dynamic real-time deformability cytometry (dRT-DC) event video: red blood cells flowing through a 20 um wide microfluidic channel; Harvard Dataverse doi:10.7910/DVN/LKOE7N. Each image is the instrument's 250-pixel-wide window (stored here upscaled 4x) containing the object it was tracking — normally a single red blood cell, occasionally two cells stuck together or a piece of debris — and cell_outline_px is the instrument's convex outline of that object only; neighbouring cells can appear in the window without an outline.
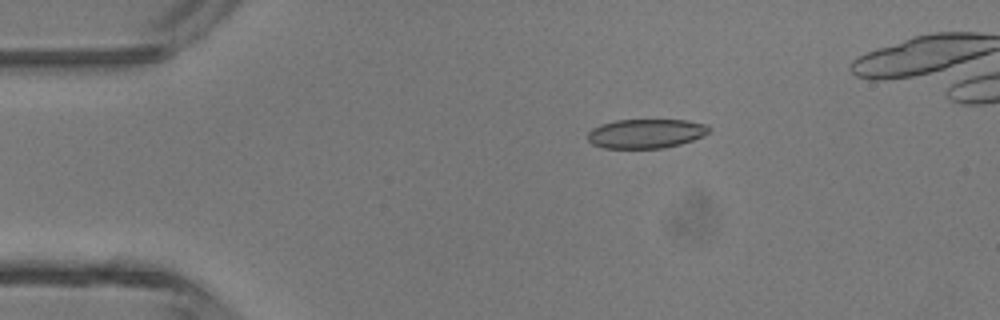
{"species": "common noctule bat (a hibernating species)", "species_latin": "Nyctalus noctula", "temperature_condition": "room temperature", "stored_images_in_passage": 4, "camera_frame_rate_fps": 3000, "um_per_image_px": 0.085, "animal": {"sex": "male", "body_mass_g": 13.3}, "frame": {"image": 1, "passage_image": 2, "time_ms": 0.333, "image_size_px": [1000, 320], "cell_outline_px": [[712, 128], [708, 132], [692, 140], [680, 144], [664, 148], [604, 148], [592, 144], [588, 140], [588, 132], [592, 128], [600, 124], [616, 120], [688, 120], [708, 124]], "centroid_in_image_um": [54.9, 11.34], "position_along_channel_um": 30.1, "area_um2": 20.75}}